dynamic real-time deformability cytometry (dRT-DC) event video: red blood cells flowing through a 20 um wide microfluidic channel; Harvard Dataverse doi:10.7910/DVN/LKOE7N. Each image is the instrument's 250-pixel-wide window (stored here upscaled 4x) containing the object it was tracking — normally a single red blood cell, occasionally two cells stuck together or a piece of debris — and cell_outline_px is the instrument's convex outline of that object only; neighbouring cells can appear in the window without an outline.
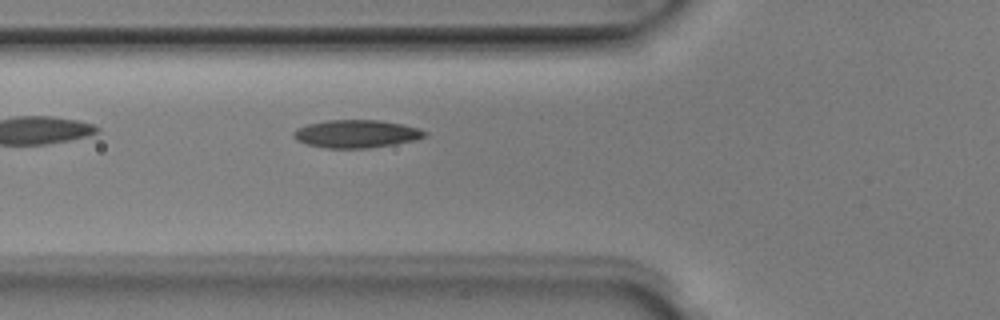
{"species": "Egyptian fruit bat (a non-hibernating species)", "species_latin": "Rousettus aegyptiacus", "temperature_condition": "room temperature", "stored_images_in_passage": 5, "camera_frame_rate_fps": 3000, "um_per_image_px": 0.085, "animal": {"sex": "male"}, "frame": {"image": 1, "passage_image": 5, "time_ms": 1.333, "image_size_px": [1000, 320], "cell_outline_px": [[428, 136], [412, 140], [392, 144], [368, 148], [328, 148], [308, 144], [296, 140], [292, 136], [292, 132], [296, 128], [308, 124], [328, 120], [380, 120], [404, 124], [428, 132]], "centroid_in_image_um": [30.27, 11.36], "position_along_channel_um": 95.5, "area_um2": 21.21}}